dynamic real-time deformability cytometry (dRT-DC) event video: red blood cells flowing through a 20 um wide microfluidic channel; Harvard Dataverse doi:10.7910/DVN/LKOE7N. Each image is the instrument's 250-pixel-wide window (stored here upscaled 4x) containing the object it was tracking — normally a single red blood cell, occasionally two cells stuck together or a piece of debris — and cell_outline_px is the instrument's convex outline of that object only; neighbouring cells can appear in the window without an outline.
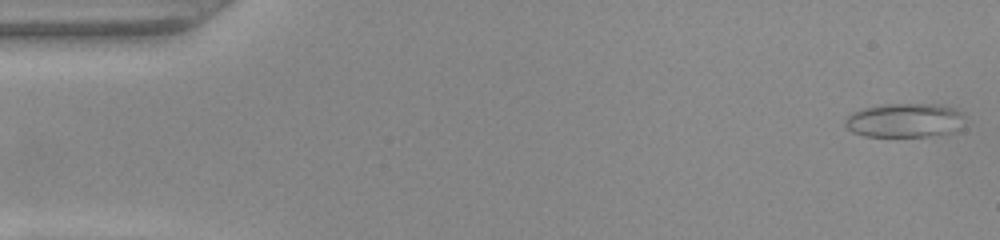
{"species": "common noctule bat (a hibernating species)", "species_latin": "Nyctalus noctula", "temperature_condition": "warm", "stored_images_in_passage": 51, "camera_frame_rate_fps": 3000, "um_per_image_px": 0.085, "animal": {"sex": "female", "body_mass_g": 22.0, "forearm_length_mm": 56.7}, "frame": {"image": 1, "passage_image": 2, "time_ms": 0.333, "image_size_px": [1000, 240], "cell_outline_px": [[964, 116], [952, 132], [936, 136], [864, 136], [852, 132], [844, 124], [844, 120], [852, 112], [864, 108], [884, 104], [940, 104], [952, 108], [960, 112]], "centroid_in_image_um": [76.83, 10.23], "position_along_channel_um": 8.2, "area_um2": 23.52}}
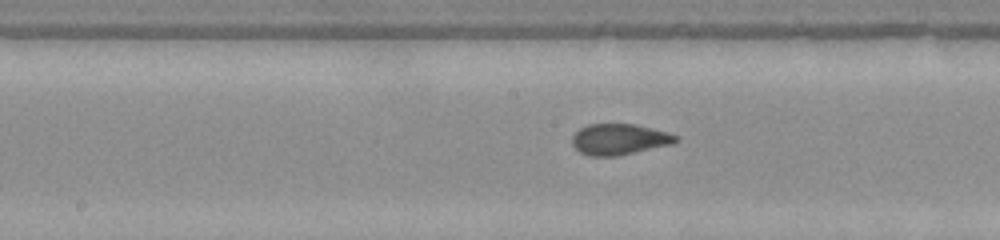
{"frame": {"image": 2, "passage_image": 26, "time_ms": 8.333, "image_size_px": [1000, 240], "cell_outline_px": [[680, 140], [672, 144], [616, 156], [588, 156], [580, 152], [572, 144], [572, 136], [580, 128], [588, 124], [636, 124], [668, 132], [680, 136]], "centroid_in_image_um": [52.66, 11.83], "position_along_channel_um": 195.5, "area_um2": 18.79}}
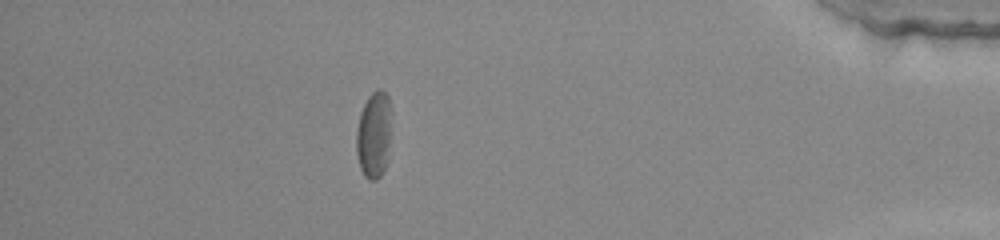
{"frame": {"image": 3, "passage_image": 45, "time_ms": 14.667, "image_size_px": [1000, 240], "cell_outline_px": [[392, 112], [388, 160], [380, 176], [376, 180], [368, 180], [364, 176], [360, 168], [356, 152], [356, 128], [360, 112], [368, 96], [376, 88], [380, 88], [388, 96], [392, 108]], "centroid_in_image_um": [31.79, 11.42], "position_along_channel_um": 403.4, "area_um2": 18.32}, "authors_computed_cell_mechanics": {"area_um2": 18.8428, "velocity_mm_per_s": 4.0281, "shape_relaxation_time_tau1_ms": 11.3298, "shape_relaxation_time_tau2_ms": 1.0555, "deformation_change_tau1": 0.2576, "deformation_change_tau2": 0.0769}}